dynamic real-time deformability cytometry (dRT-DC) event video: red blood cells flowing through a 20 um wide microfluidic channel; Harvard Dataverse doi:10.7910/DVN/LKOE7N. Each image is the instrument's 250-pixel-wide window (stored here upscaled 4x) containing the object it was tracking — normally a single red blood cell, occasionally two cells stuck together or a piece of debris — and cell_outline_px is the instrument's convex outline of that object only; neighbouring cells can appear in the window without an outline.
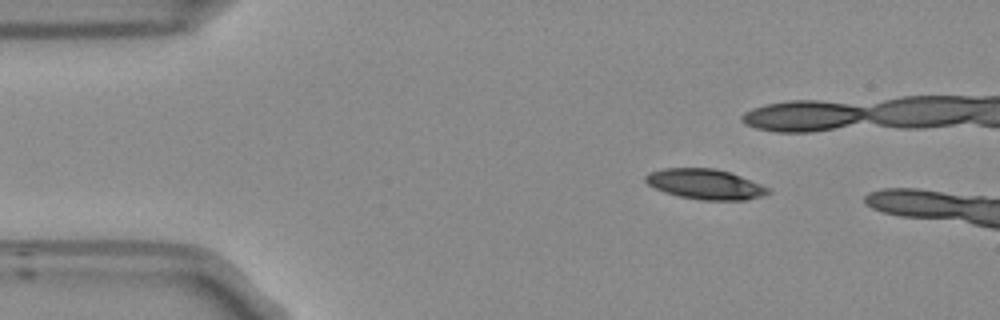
{"species": "Egyptian fruit bat (a non-hibernating species)", "species_latin": "Rousettus aegyptiacus", "temperature_condition": "room temperature", "stored_images_in_passage": 9, "camera_frame_rate_fps": 3000, "um_per_image_px": 0.085, "frame": {"image": 1, "passage_image": 1, "time_ms": 0.0, "image_size_px": [1000, 320], "cell_outline_px": [[772, 192], [764, 196], [744, 200], [700, 200], [680, 196], [664, 192], [648, 184], [644, 180], [644, 176], [648, 172], [664, 168], [716, 168], [732, 172], [760, 184], [768, 188]], "centroid_in_image_um": [59.95, 15.65], "position_along_channel_um": 25.1, "area_um2": 21.73}}